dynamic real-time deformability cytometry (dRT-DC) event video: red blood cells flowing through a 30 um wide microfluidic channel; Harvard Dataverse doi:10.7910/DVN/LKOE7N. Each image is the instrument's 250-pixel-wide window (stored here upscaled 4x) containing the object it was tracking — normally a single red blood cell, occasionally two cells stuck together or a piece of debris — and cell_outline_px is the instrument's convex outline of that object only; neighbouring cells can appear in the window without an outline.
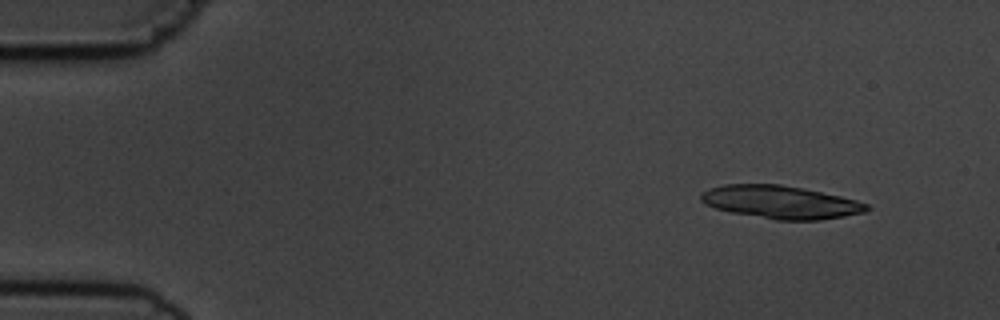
{"species": "common noctule bat (a hibernating species)", "species_latin": "Nyctalus noctula", "temperature_condition": "cold", "stored_images_in_passage": 6, "camera_frame_rate_fps": 3000, "um_per_image_px": 0.085, "animal": {"sex": "male", "body_mass_g": 19.5, "forearm_length_mm": 54.6}, "frame": {"image": 1, "passage_image": 2, "time_ms": 1.333, "image_size_px": [1000, 320], "cell_outline_px": [[872, 208], [864, 212], [844, 216], [820, 220], [776, 220], [732, 212], [716, 208], [704, 204], [700, 200], [700, 192], [708, 188], [724, 184], [780, 184], [840, 196], [856, 200], [868, 204]], "centroid_in_image_um": [66.32, 17.18], "position_along_channel_um": 18.7, "area_um2": 31.79}}
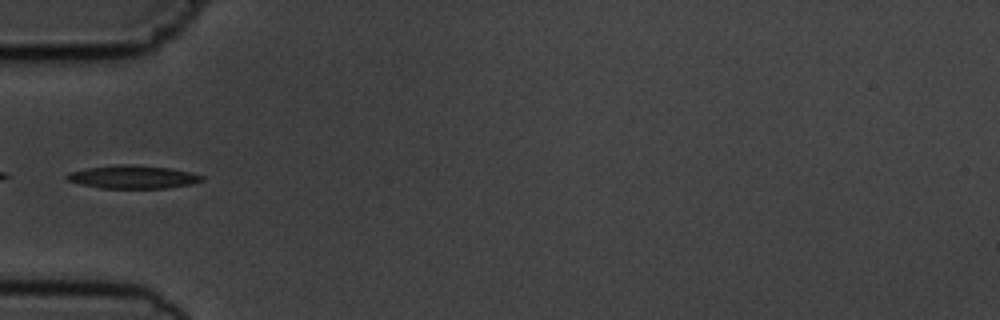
{"frame": {"image": 2, "passage_image": 6, "time_ms": 5.667, "image_size_px": [1000, 320], "cell_outline_px": [[204, 180], [192, 184], [168, 188], [100, 188], [80, 184], [64, 180], [64, 176], [68, 172], [88, 168], [120, 164], [132, 164], [168, 168], [192, 172], [204, 176]], "centroid_in_image_um": [11.28, 15.04], "position_along_channel_um": 73.7, "area_um2": 18.38}}